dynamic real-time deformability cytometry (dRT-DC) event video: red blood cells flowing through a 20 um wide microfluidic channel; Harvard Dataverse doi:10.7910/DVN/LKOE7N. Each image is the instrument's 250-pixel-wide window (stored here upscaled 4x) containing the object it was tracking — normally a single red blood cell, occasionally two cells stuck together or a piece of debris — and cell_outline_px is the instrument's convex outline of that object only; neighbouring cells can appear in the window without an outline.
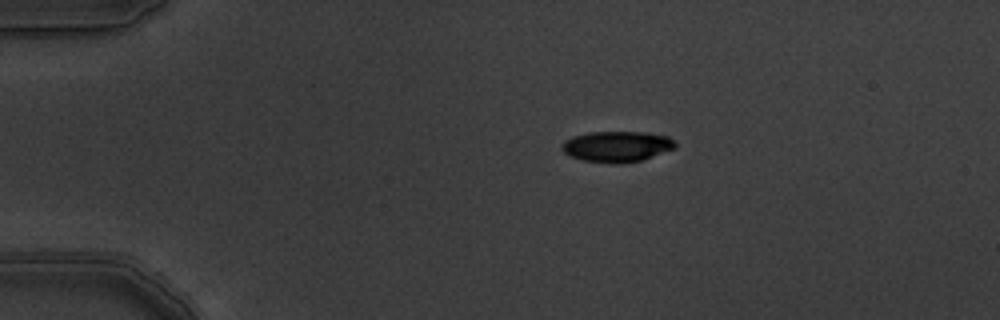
{"species": "common noctule bat (a hibernating species)", "species_latin": "Nyctalus noctula", "temperature_condition": "warm", "stored_images_in_passage": 4, "camera_frame_rate_fps": 3000, "um_per_image_px": 0.085, "animal": {"sex": "male", "body_mass_g": 19.5, "forearm_length_mm": 54.6}, "frame": {"image": 1, "passage_image": 4, "time_ms": 1.0, "image_size_px": [1000, 320], "cell_outline_px": [[676, 148], [640, 160], [620, 164], [612, 164], [584, 160], [568, 156], [560, 148], [560, 144], [564, 140], [572, 136], [588, 132], [644, 132], [668, 136], [676, 144]], "centroid_in_image_um": [52.38, 12.45], "position_along_channel_um": 32.6, "area_um2": 20.46}}